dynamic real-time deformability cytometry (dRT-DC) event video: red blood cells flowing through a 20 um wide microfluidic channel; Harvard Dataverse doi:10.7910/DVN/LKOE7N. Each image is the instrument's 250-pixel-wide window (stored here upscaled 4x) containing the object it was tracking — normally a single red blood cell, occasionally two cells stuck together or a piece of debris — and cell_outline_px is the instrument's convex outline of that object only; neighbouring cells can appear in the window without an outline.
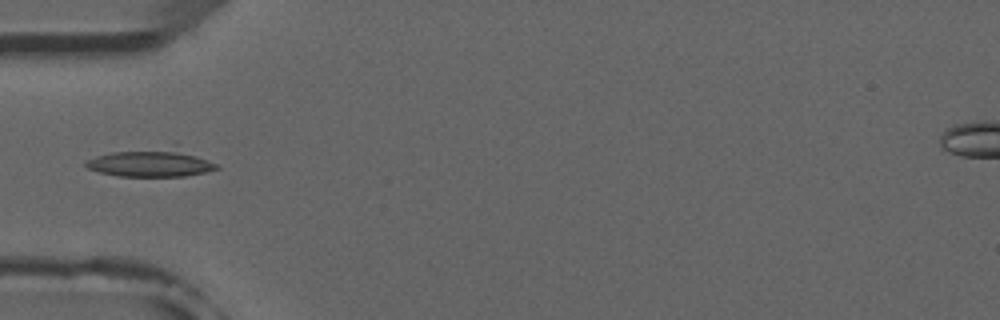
{"species": "common noctule bat (a hibernating species)", "species_latin": "Nyctalus noctula", "temperature_condition": "room temperature", "stored_images_in_passage": 4, "camera_frame_rate_fps": 3000, "um_per_image_px": 0.085, "animal": {"sex": "male", "forearm_length_mm": 52.5}, "frame": {"image": 1, "passage_image": 4, "time_ms": 3.333, "image_size_px": [1000, 320], "cell_outline_px": [[220, 168], [204, 172], [184, 176], [116, 176], [100, 172], [88, 168], [84, 164], [88, 160], [96, 156], [112, 152], [176, 144], [220, 164]], "centroid_in_image_um": [12.96, 13.8], "position_along_channel_um": 72.0, "area_um2": 21.91}}